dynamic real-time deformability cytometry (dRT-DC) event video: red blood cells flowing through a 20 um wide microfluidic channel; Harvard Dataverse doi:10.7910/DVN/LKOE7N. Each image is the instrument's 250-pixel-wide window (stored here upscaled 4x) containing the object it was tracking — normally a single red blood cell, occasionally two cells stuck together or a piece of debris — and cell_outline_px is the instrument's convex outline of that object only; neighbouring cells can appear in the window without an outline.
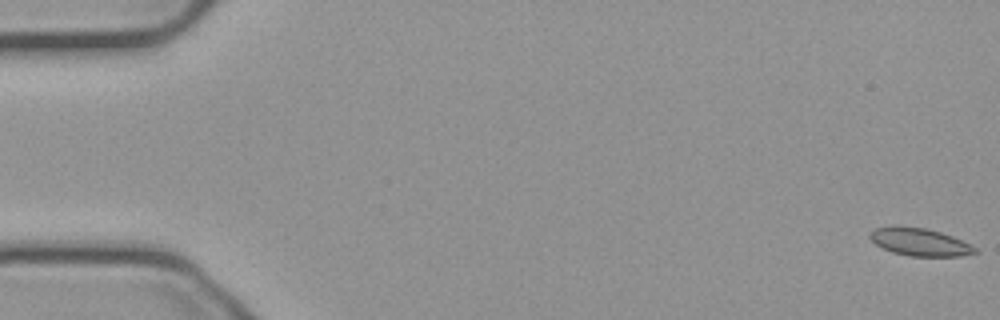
{"species": "common noctule bat (a hibernating species)", "species_latin": "Nyctalus noctula", "temperature_condition": "cold", "stored_images_in_passage": 56, "camera_frame_rate_fps": 3000, "um_per_image_px": 0.085, "animal": {"sex": "male", "body_mass_g": 23.1, "forearm_length_mm": 52.7}, "frame": {"image": 1, "passage_image": 1, "time_ms": 0.0, "image_size_px": [1000, 320], "cell_outline_px": [[980, 252], [960, 256], [908, 256], [892, 252], [876, 244], [868, 236], [876, 228], [924, 228], [940, 232], [952, 236], [976, 248]], "centroid_in_image_um": [78.23, 20.61], "position_along_channel_um": 6.8, "area_um2": 16.24}}
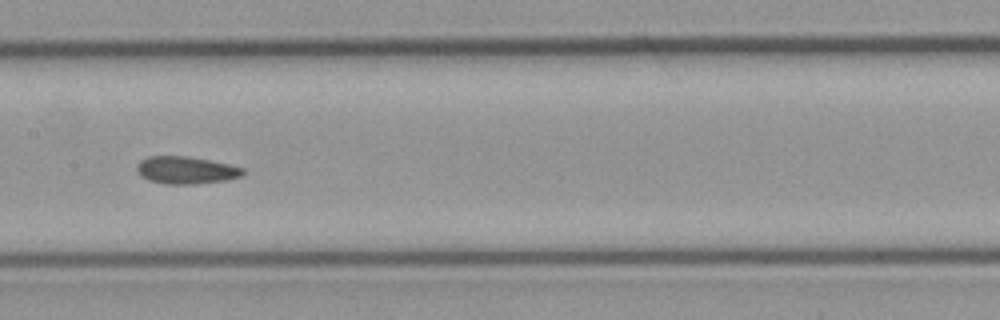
{"frame": {"image": 2, "passage_image": 28, "time_ms": 9.0, "image_size_px": [1000, 320], "cell_outline_px": [[244, 172], [240, 176], [228, 180], [196, 184], [164, 184], [148, 180], [140, 176], [136, 172], [136, 164], [140, 160], [148, 156], [188, 156], [228, 164], [244, 168]], "centroid_in_image_um": [15.76, 14.47], "position_along_channel_um": 191.6, "area_um2": 17.11}}
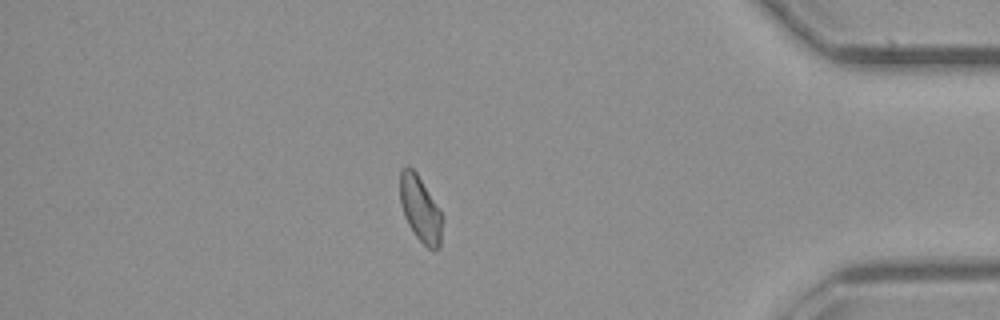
{"frame": {"image": 3, "passage_image": 48, "time_ms": 15.667, "image_size_px": [1000, 320], "cell_outline_px": [[444, 216], [440, 248], [428, 248], [412, 232], [404, 216], [400, 200], [400, 168], [408, 164], [416, 172], [440, 208]], "centroid_in_image_um": [35.74, 17.74], "position_along_channel_um": 399.5, "area_um2": 16.53}, "authors_computed_cell_mechanics": {"area_um2": 16.9643, "velocity_mm_per_s": 3.7265, "shape_relaxation_time_tau1_ms": null, "shape_relaxation_time_tau2_ms": 3.102, "deformation_change_tau1": null, "deformation_change_tau2": 0.0738}}